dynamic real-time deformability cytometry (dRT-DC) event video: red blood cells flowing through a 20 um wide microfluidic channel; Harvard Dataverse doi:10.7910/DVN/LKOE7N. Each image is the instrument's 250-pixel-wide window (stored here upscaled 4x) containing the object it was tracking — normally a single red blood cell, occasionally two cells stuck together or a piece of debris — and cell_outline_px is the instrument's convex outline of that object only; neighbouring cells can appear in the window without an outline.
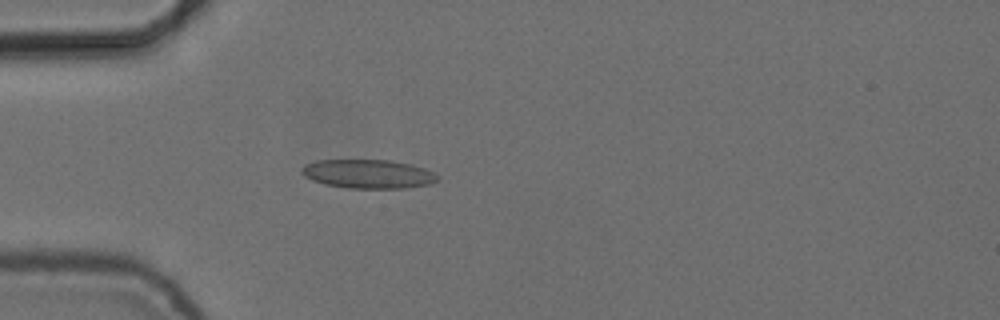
{"species": "common noctule bat (a hibernating species)", "species_latin": "Nyctalus noctula", "temperature_condition": "cold", "stored_images_in_passage": 24, "camera_frame_rate_fps": 3000, "um_per_image_px": 0.085, "animal": {"sex": "female", "body_mass_g": 24.6, "forearm_length_mm": 56.2}, "frame": {"image": 1, "passage_image": 6, "time_ms": 1.667, "image_size_px": [1000, 320], "cell_outline_px": [[440, 180], [432, 184], [404, 188], [348, 188], [324, 184], [312, 180], [304, 176], [300, 172], [300, 168], [304, 164], [316, 160], [392, 160], [412, 164], [424, 168], [440, 176]], "centroid_in_image_um": [31.3, 14.78], "position_along_channel_um": 53.7, "area_um2": 23.18}}
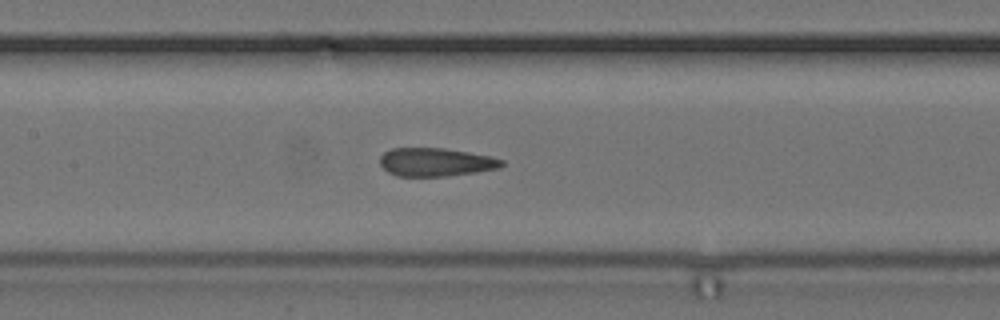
{"frame": {"image": 2, "passage_image": 16, "time_ms": 5.0, "image_size_px": [1000, 320], "cell_outline_px": [[504, 164], [500, 168], [476, 172], [448, 176], [396, 176], [388, 172], [380, 164], [380, 156], [384, 152], [392, 148], [444, 148], [492, 156], [504, 160]], "centroid_in_image_um": [37.05, 13.78], "position_along_channel_um": 170.3, "area_um2": 20.23}}
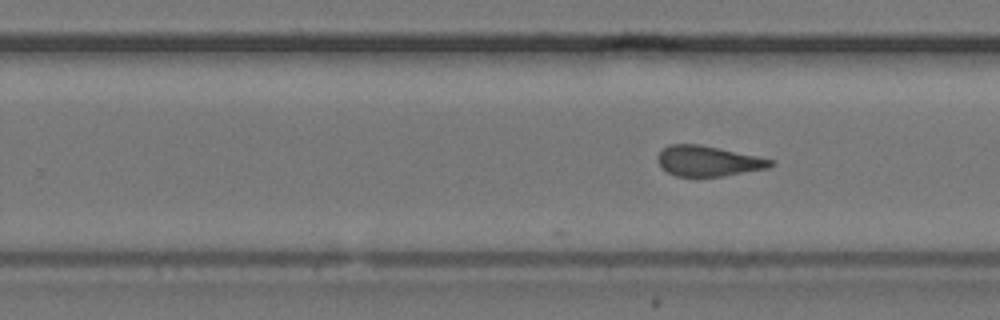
{"frame": {"image": 3, "passage_image": 24, "time_ms": 7.667, "image_size_px": [1000, 320], "cell_outline_px": [[776, 164], [768, 168], [724, 176], [676, 176], [668, 172], [656, 160], [656, 156], [668, 144], [700, 144], [756, 156], [772, 160]], "centroid_in_image_um": [60.18, 13.68], "position_along_channel_um": 269.6, "area_um2": 19.83}}